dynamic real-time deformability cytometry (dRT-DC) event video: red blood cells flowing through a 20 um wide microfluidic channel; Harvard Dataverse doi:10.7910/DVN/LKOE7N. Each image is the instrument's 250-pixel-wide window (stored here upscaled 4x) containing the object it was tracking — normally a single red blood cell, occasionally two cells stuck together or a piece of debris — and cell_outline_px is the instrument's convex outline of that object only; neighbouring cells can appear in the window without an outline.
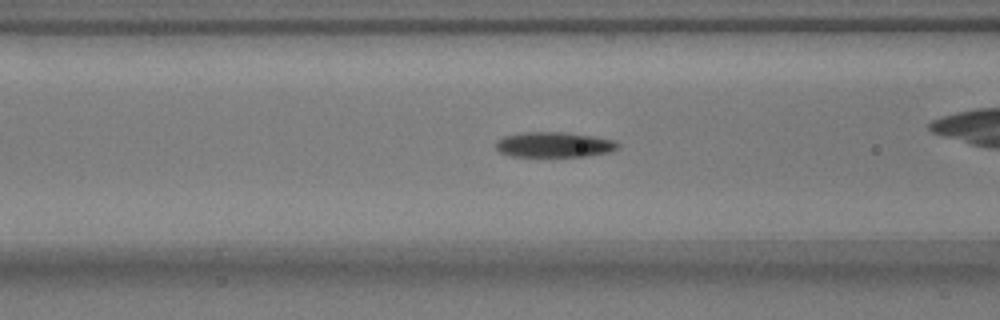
{"species": "common noctule bat (a hibernating species)", "species_latin": "Nyctalus noctula", "temperature_condition": "warm", "stored_images_in_passage": 54, "camera_frame_rate_fps": 3000, "um_per_image_px": 0.085, "animal": {"sex": "male", "body_mass_g": 17.9}, "frame": {"image": 1, "passage_image": 20, "time_ms": 6.333, "image_size_px": [1000, 320], "cell_outline_px": [[620, 144], [616, 148], [608, 152], [584, 156], [508, 156], [500, 152], [496, 148], [496, 140], [504, 136], [520, 132], [564, 132], [592, 136], [612, 140]], "centroid_in_image_um": [47.02, 12.29], "position_along_channel_um": 119.6, "area_um2": 17.8}}
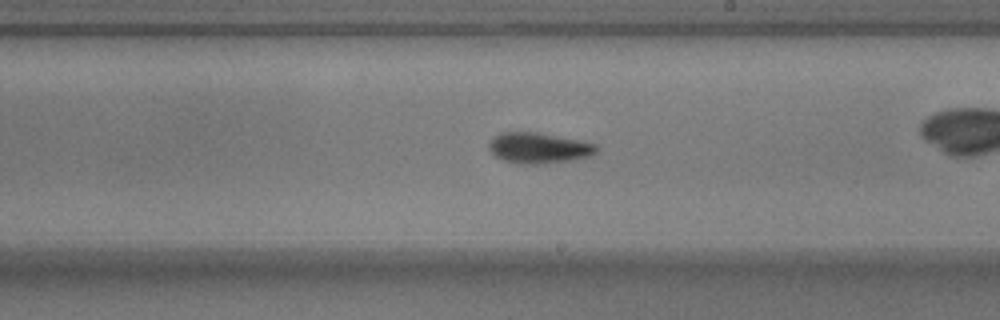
{"frame": {"image": 2, "passage_image": 30, "time_ms": 9.667, "image_size_px": [1000, 320], "cell_outline_px": [[600, 148], [596, 152], [588, 156], [572, 160], [540, 164], [520, 164], [504, 160], [496, 156], [488, 148], [488, 144], [500, 132], [540, 132], [596, 144]], "centroid_in_image_um": [45.8, 12.57], "position_along_channel_um": 243.2, "area_um2": 19.13}}
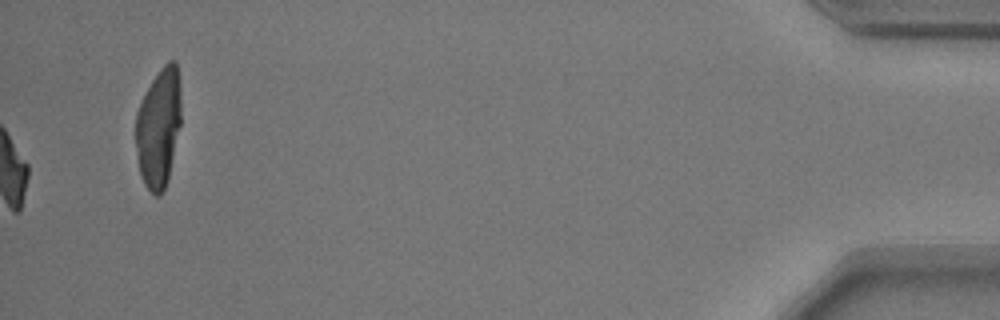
{"frame": {"image": 3, "passage_image": 54, "time_ms": 17.667, "image_size_px": [1000, 320], "cell_outline_px": [[180, 124], [168, 180], [160, 196], [156, 196], [144, 184], [140, 176], [136, 144], [136, 112], [152, 80], [160, 68], [168, 60], [176, 60], [180, 92]], "centroid_in_image_um": [13.48, 10.85], "position_along_channel_um": 421.7, "area_um2": 31.27}, "authors_computed_cell_mechanics": {"area_um2": 17.9469, "velocity_mm_per_s": 3.7096, "shape_relaxation_time_tau1_ms": 4.0818, "shape_relaxation_time_tau2_ms": 3.1776, "deformation_change_tau1": 0.1634, "deformation_change_tau2": 0.0959}}